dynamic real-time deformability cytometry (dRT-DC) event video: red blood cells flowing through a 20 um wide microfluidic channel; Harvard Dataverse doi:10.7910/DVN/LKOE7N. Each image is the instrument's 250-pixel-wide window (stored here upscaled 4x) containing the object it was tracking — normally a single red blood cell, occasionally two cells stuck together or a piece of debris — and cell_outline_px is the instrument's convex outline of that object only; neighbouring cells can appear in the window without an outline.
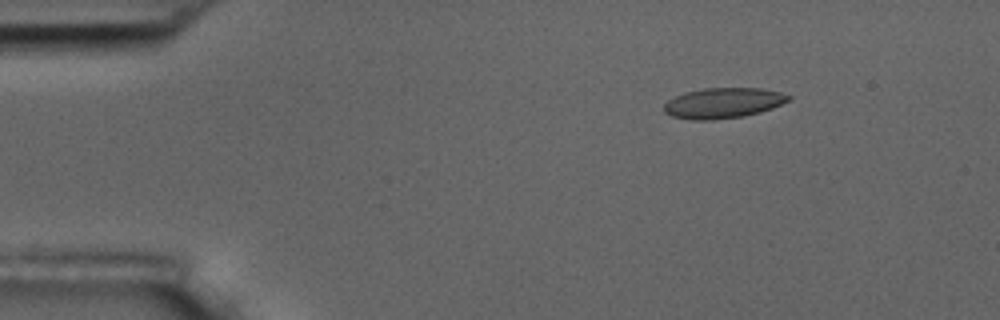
{"species": "common noctule bat (a hibernating species)", "species_latin": "Nyctalus noctula", "temperature_condition": "room temperature", "stored_images_in_passage": 6, "camera_frame_rate_fps": 3000, "um_per_image_px": 0.085, "animal": {"sex": "male", "body_mass_g": 17.5, "forearm_length_mm": 52.3}, "frame": {"image": 1, "passage_image": 3, "time_ms": 2.333, "image_size_px": [1000, 320], "cell_outline_px": [[792, 100], [772, 108], [760, 112], [744, 116], [712, 120], [692, 120], [672, 116], [664, 112], [664, 104], [668, 100], [684, 92], [704, 88], [760, 88], [780, 92], [792, 96]], "centroid_in_image_um": [61.49, 8.75], "position_along_channel_um": 23.5, "area_um2": 22.2}}
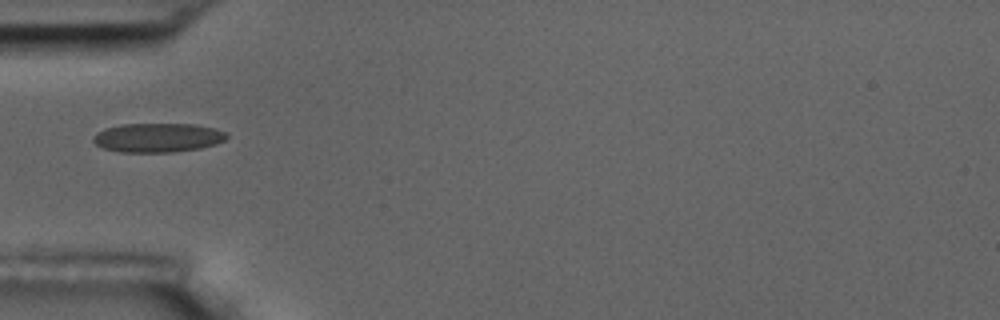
{"frame": {"image": 2, "passage_image": 6, "time_ms": 5.667, "image_size_px": [1000, 320], "cell_outline_px": [[228, 136], [224, 140], [216, 144], [200, 148], [172, 152], [120, 152], [104, 148], [96, 144], [92, 140], [92, 136], [96, 132], [104, 128], [120, 124], [196, 124], [216, 128], [228, 132]], "centroid_in_image_um": [13.41, 11.69], "position_along_channel_um": 71.6, "area_um2": 22.89}}